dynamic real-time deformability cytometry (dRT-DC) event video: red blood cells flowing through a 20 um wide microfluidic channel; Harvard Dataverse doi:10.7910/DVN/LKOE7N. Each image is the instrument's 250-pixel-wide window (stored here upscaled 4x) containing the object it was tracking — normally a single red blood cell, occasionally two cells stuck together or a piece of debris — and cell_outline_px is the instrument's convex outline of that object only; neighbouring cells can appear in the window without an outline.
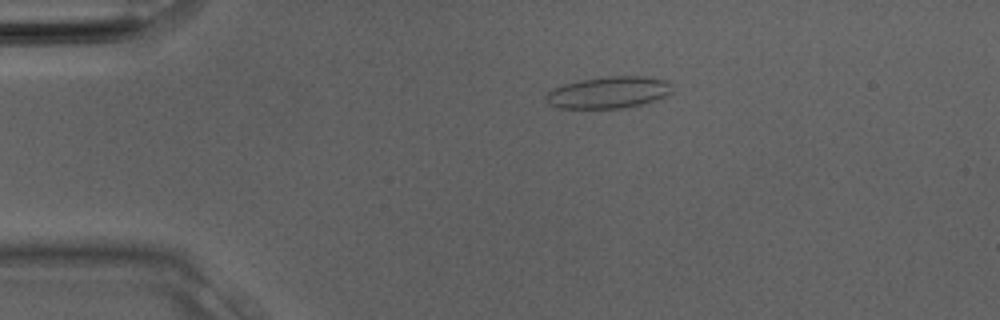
{"species": "Egyptian fruit bat (a non-hibernating species)", "species_latin": "Rousettus aegyptiacus", "temperature_condition": "room temperature", "stored_images_in_passage": 28, "camera_frame_rate_fps": 3000, "um_per_image_px": 0.085, "animal": {"sex": "male"}, "frame": {"image": 1, "passage_image": 2, "time_ms": 0.333, "image_size_px": [1000, 320], "cell_outline_px": [[672, 92], [664, 96], [640, 104], [620, 108], [556, 108], [548, 104], [544, 100], [544, 96], [552, 88], [564, 84], [580, 80], [608, 76], [644, 76], [668, 80]], "centroid_in_image_um": [51.66, 7.85], "position_along_channel_um": 33.3, "area_um2": 23.29}}
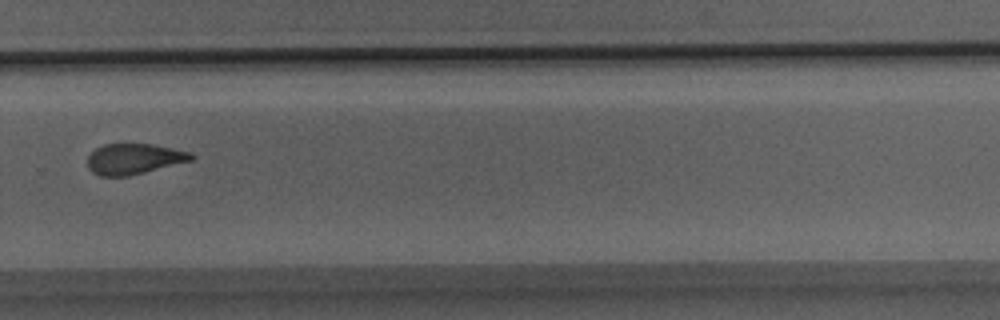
{"frame": {"image": 2, "passage_image": 18, "time_ms": 5.667, "image_size_px": [1000, 320], "cell_outline_px": [[196, 156], [192, 160], [128, 176], [100, 176], [92, 172], [88, 168], [88, 156], [96, 148], [104, 144], [152, 144], [192, 152]], "centroid_in_image_um": [11.39, 13.5], "position_along_channel_um": 318.4, "area_um2": 18.44}}
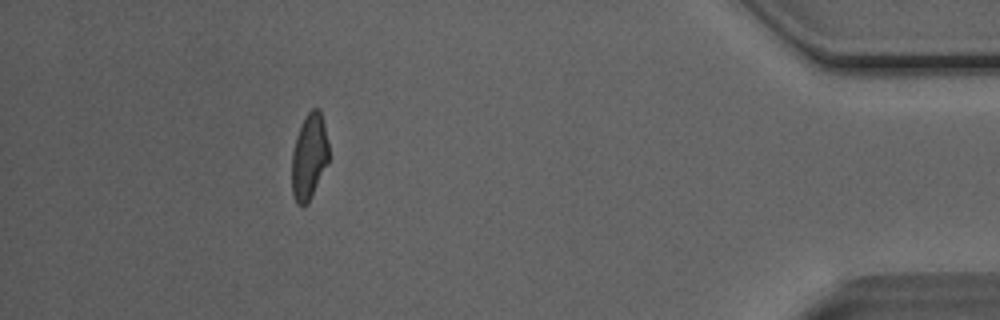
{"frame": {"image": 3, "passage_image": 25, "time_ms": 8.0, "image_size_px": [1000, 320], "cell_outline_px": [[328, 164], [308, 204], [300, 208], [296, 204], [292, 196], [292, 152], [296, 136], [308, 112], [312, 108], [320, 108], [328, 144]], "centroid_in_image_um": [26.27, 13.39], "position_along_channel_um": 408.9, "area_um2": 18.61}}